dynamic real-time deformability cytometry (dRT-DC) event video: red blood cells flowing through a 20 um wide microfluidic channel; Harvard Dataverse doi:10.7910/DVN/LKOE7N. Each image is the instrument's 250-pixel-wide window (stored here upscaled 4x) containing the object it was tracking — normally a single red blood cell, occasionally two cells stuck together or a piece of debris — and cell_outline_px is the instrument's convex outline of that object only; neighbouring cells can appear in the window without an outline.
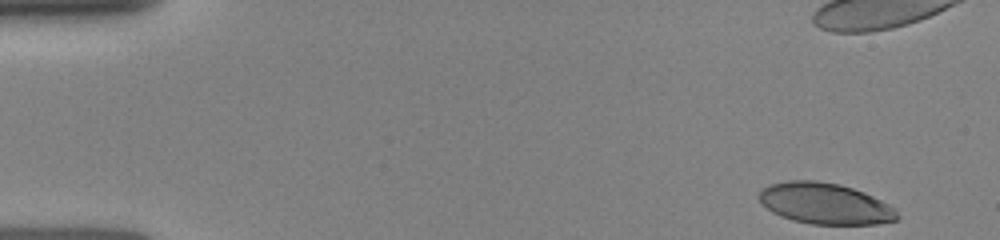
{"species": "human", "species_latin": "Homo sapiens", "temperature_condition": "room temperature", "stored_images_in_passage": 35, "camera_frame_rate_fps": 3000, "um_per_image_px": 0.085, "donor": {"sex": "female"}, "frame": {"image": 1, "passage_image": 1, "time_ms": 0.0, "image_size_px": [1000, 240], "cell_outline_px": [[900, 220], [876, 224], [812, 224], [792, 220], [780, 216], [772, 212], [756, 196], [768, 184], [788, 180], [816, 180], [840, 184], [864, 192], [896, 208], [900, 216]], "centroid_in_image_um": [70.15, 17.3], "position_along_channel_um": 14.8, "area_um2": 33.29}}
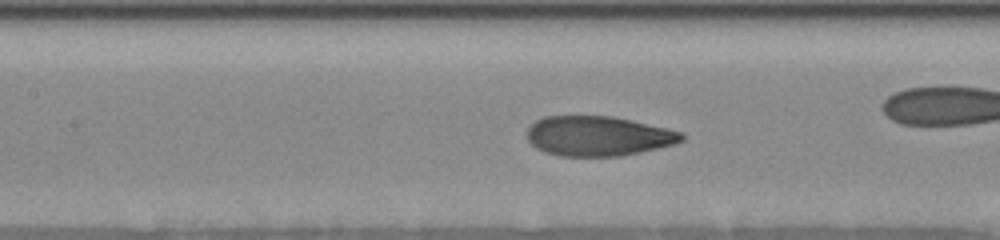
{"frame": {"image": 2, "passage_image": 16, "time_ms": 6.333, "image_size_px": [1000, 240], "cell_outline_px": [[684, 140], [676, 144], [640, 152], [620, 156], [560, 156], [544, 152], [536, 148], [528, 140], [524, 132], [536, 120], [544, 116], [612, 116], [684, 132]], "centroid_in_image_um": [50.82, 11.56], "position_along_channel_um": 156.6, "area_um2": 36.07}}